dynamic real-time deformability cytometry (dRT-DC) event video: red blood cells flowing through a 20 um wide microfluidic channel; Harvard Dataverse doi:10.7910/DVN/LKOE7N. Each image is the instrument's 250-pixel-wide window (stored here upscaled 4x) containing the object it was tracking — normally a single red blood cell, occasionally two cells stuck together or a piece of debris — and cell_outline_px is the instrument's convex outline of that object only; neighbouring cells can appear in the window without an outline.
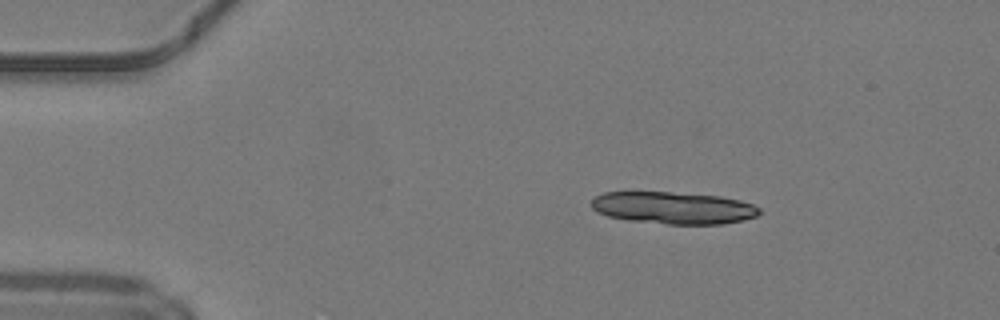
{"species": "common noctule bat (a hibernating species)", "species_latin": "Nyctalus noctula", "temperature_condition": "warm", "stored_images_in_passage": 21, "camera_frame_rate_fps": 3000, "um_per_image_px": 0.085, "animal": {"sex": "male", "body_mass_g": 19.2, "forearm_length_mm": 51.8}, "frame": {"image": 1, "passage_image": 2, "time_ms": 0.333, "image_size_px": [1000, 320], "cell_outline_px": [[760, 212], [756, 216], [744, 220], [720, 224], [668, 224], [628, 220], [608, 216], [596, 212], [592, 208], [592, 196], [604, 192], [668, 192], [720, 196], [740, 200], [752, 204], [760, 208]], "centroid_in_image_um": [57.21, 17.66], "position_along_channel_um": 27.8, "area_um2": 31.5}}
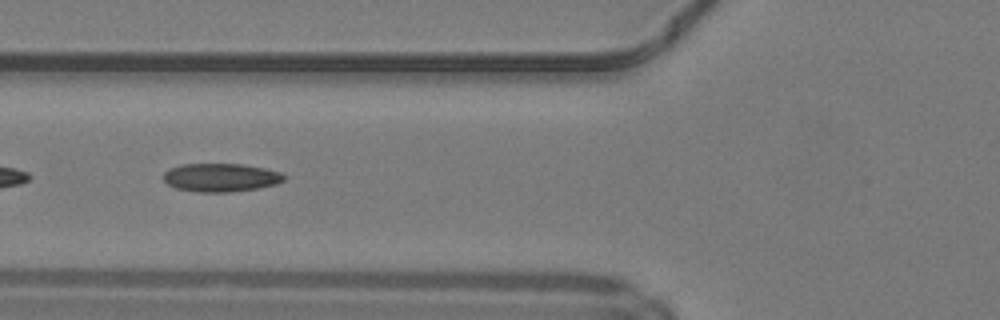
{"frame": {"image": 2, "passage_image": 13, "time_ms": 4.0, "image_size_px": [1000, 320], "cell_outline_px": [[284, 180], [276, 184], [260, 188], [228, 192], [196, 192], [176, 188], [168, 184], [164, 180], [164, 172], [172, 168], [184, 164], [240, 164], [264, 168], [280, 172], [284, 176]], "centroid_in_image_um": [18.77, 15.1], "position_along_channel_um": 107.0, "area_um2": 19.77}}
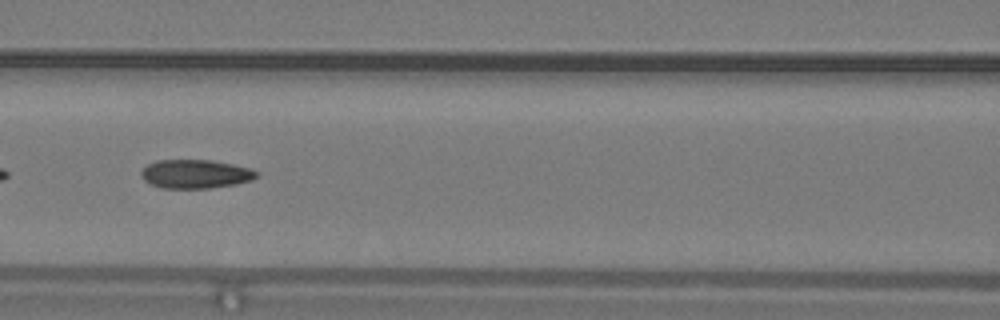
{"frame": {"image": 3, "passage_image": 16, "time_ms": 5.0, "image_size_px": [1000, 320], "cell_outline_px": [[260, 176], [252, 180], [236, 184], [208, 188], [160, 188], [144, 180], [140, 172], [148, 164], [156, 160], [208, 160], [232, 164], [248, 168], [260, 172]], "centroid_in_image_um": [16.64, 14.79], "position_along_channel_um": 150.0, "area_um2": 19.31}}